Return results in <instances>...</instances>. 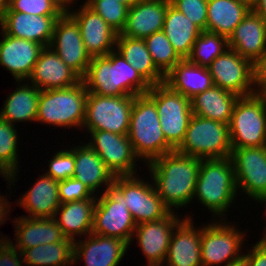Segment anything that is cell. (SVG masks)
Listing matches in <instances>:
<instances>
[{
  "label": "cell",
  "mask_w": 266,
  "mask_h": 266,
  "mask_svg": "<svg viewBox=\"0 0 266 266\" xmlns=\"http://www.w3.org/2000/svg\"><path fill=\"white\" fill-rule=\"evenodd\" d=\"M200 164V158L176 151L147 164L158 195L171 211L186 207L193 200Z\"/></svg>",
  "instance_id": "6da1fadb"
},
{
  "label": "cell",
  "mask_w": 266,
  "mask_h": 266,
  "mask_svg": "<svg viewBox=\"0 0 266 266\" xmlns=\"http://www.w3.org/2000/svg\"><path fill=\"white\" fill-rule=\"evenodd\" d=\"M81 80L88 93L102 96H137L151 88L116 49L106 56L93 57Z\"/></svg>",
  "instance_id": "7a4b0ae2"
},
{
  "label": "cell",
  "mask_w": 266,
  "mask_h": 266,
  "mask_svg": "<svg viewBox=\"0 0 266 266\" xmlns=\"http://www.w3.org/2000/svg\"><path fill=\"white\" fill-rule=\"evenodd\" d=\"M127 136L145 164L175 151L166 141L155 102L147 94L134 97Z\"/></svg>",
  "instance_id": "3957f363"
},
{
  "label": "cell",
  "mask_w": 266,
  "mask_h": 266,
  "mask_svg": "<svg viewBox=\"0 0 266 266\" xmlns=\"http://www.w3.org/2000/svg\"><path fill=\"white\" fill-rule=\"evenodd\" d=\"M237 192L235 172L230 157L201 160L193 200L197 198L199 203L213 212V217L219 216L221 220H225L224 215L238 197Z\"/></svg>",
  "instance_id": "277c9868"
},
{
  "label": "cell",
  "mask_w": 266,
  "mask_h": 266,
  "mask_svg": "<svg viewBox=\"0 0 266 266\" xmlns=\"http://www.w3.org/2000/svg\"><path fill=\"white\" fill-rule=\"evenodd\" d=\"M87 95L82 80L69 88L41 90L35 122L80 129L85 118Z\"/></svg>",
  "instance_id": "5b68a950"
},
{
  "label": "cell",
  "mask_w": 266,
  "mask_h": 266,
  "mask_svg": "<svg viewBox=\"0 0 266 266\" xmlns=\"http://www.w3.org/2000/svg\"><path fill=\"white\" fill-rule=\"evenodd\" d=\"M176 152L203 159H223L232 151L229 124L192 115Z\"/></svg>",
  "instance_id": "8992f818"
},
{
  "label": "cell",
  "mask_w": 266,
  "mask_h": 266,
  "mask_svg": "<svg viewBox=\"0 0 266 266\" xmlns=\"http://www.w3.org/2000/svg\"><path fill=\"white\" fill-rule=\"evenodd\" d=\"M229 131L232 149L266 146V93L238 98Z\"/></svg>",
  "instance_id": "52a82bcc"
},
{
  "label": "cell",
  "mask_w": 266,
  "mask_h": 266,
  "mask_svg": "<svg viewBox=\"0 0 266 266\" xmlns=\"http://www.w3.org/2000/svg\"><path fill=\"white\" fill-rule=\"evenodd\" d=\"M97 196L92 234L117 237L131 245L137 224L124 203L123 192L112 182Z\"/></svg>",
  "instance_id": "ba28073f"
},
{
  "label": "cell",
  "mask_w": 266,
  "mask_h": 266,
  "mask_svg": "<svg viewBox=\"0 0 266 266\" xmlns=\"http://www.w3.org/2000/svg\"><path fill=\"white\" fill-rule=\"evenodd\" d=\"M146 94L155 102L167 143L176 150L184 140L193 115L191 100L164 82L152 85Z\"/></svg>",
  "instance_id": "9c48e42d"
},
{
  "label": "cell",
  "mask_w": 266,
  "mask_h": 266,
  "mask_svg": "<svg viewBox=\"0 0 266 266\" xmlns=\"http://www.w3.org/2000/svg\"><path fill=\"white\" fill-rule=\"evenodd\" d=\"M135 96H102L88 93L83 129L127 135Z\"/></svg>",
  "instance_id": "30bf717a"
},
{
  "label": "cell",
  "mask_w": 266,
  "mask_h": 266,
  "mask_svg": "<svg viewBox=\"0 0 266 266\" xmlns=\"http://www.w3.org/2000/svg\"><path fill=\"white\" fill-rule=\"evenodd\" d=\"M218 220L201 227L202 266H218L224 262V266H229L243 255H240V250L245 240L244 232H240L234 224Z\"/></svg>",
  "instance_id": "8fae6325"
},
{
  "label": "cell",
  "mask_w": 266,
  "mask_h": 266,
  "mask_svg": "<svg viewBox=\"0 0 266 266\" xmlns=\"http://www.w3.org/2000/svg\"><path fill=\"white\" fill-rule=\"evenodd\" d=\"M132 176H115L113 183L123 192L127 205L136 224L165 218L171 210L163 203L154 184ZM150 183V184H149Z\"/></svg>",
  "instance_id": "7c38bea8"
},
{
  "label": "cell",
  "mask_w": 266,
  "mask_h": 266,
  "mask_svg": "<svg viewBox=\"0 0 266 266\" xmlns=\"http://www.w3.org/2000/svg\"><path fill=\"white\" fill-rule=\"evenodd\" d=\"M230 159L238 191L266 205V146L234 148Z\"/></svg>",
  "instance_id": "4fadbf2b"
},
{
  "label": "cell",
  "mask_w": 266,
  "mask_h": 266,
  "mask_svg": "<svg viewBox=\"0 0 266 266\" xmlns=\"http://www.w3.org/2000/svg\"><path fill=\"white\" fill-rule=\"evenodd\" d=\"M214 85L238 97L257 93L254 85L253 63L227 48L209 66Z\"/></svg>",
  "instance_id": "5bb4252c"
},
{
  "label": "cell",
  "mask_w": 266,
  "mask_h": 266,
  "mask_svg": "<svg viewBox=\"0 0 266 266\" xmlns=\"http://www.w3.org/2000/svg\"><path fill=\"white\" fill-rule=\"evenodd\" d=\"M87 144L99 155L107 169L115 176L136 175L139 158L135 155L127 135L109 131H89ZM136 167V168H135Z\"/></svg>",
  "instance_id": "9a60e30c"
},
{
  "label": "cell",
  "mask_w": 266,
  "mask_h": 266,
  "mask_svg": "<svg viewBox=\"0 0 266 266\" xmlns=\"http://www.w3.org/2000/svg\"><path fill=\"white\" fill-rule=\"evenodd\" d=\"M49 47L81 79L85 76L92 58L84 47L78 24L68 13L57 19Z\"/></svg>",
  "instance_id": "2e32d148"
},
{
  "label": "cell",
  "mask_w": 266,
  "mask_h": 266,
  "mask_svg": "<svg viewBox=\"0 0 266 266\" xmlns=\"http://www.w3.org/2000/svg\"><path fill=\"white\" fill-rule=\"evenodd\" d=\"M182 218L171 211L165 218L136 225L134 234L147 264H163L172 233Z\"/></svg>",
  "instance_id": "e0dca14e"
},
{
  "label": "cell",
  "mask_w": 266,
  "mask_h": 266,
  "mask_svg": "<svg viewBox=\"0 0 266 266\" xmlns=\"http://www.w3.org/2000/svg\"><path fill=\"white\" fill-rule=\"evenodd\" d=\"M68 14L78 24L84 47L91 58L106 56L116 49L118 33L85 3L77 11L72 10Z\"/></svg>",
  "instance_id": "ac0fdd59"
},
{
  "label": "cell",
  "mask_w": 266,
  "mask_h": 266,
  "mask_svg": "<svg viewBox=\"0 0 266 266\" xmlns=\"http://www.w3.org/2000/svg\"><path fill=\"white\" fill-rule=\"evenodd\" d=\"M84 239L74 241V264L84 259L85 266H118L130 247L117 237L91 233Z\"/></svg>",
  "instance_id": "d6986e66"
},
{
  "label": "cell",
  "mask_w": 266,
  "mask_h": 266,
  "mask_svg": "<svg viewBox=\"0 0 266 266\" xmlns=\"http://www.w3.org/2000/svg\"><path fill=\"white\" fill-rule=\"evenodd\" d=\"M1 32L0 65L12 74L15 81L27 80L44 46L7 35L2 29Z\"/></svg>",
  "instance_id": "ffe728a7"
},
{
  "label": "cell",
  "mask_w": 266,
  "mask_h": 266,
  "mask_svg": "<svg viewBox=\"0 0 266 266\" xmlns=\"http://www.w3.org/2000/svg\"><path fill=\"white\" fill-rule=\"evenodd\" d=\"M80 81L81 78L49 46L42 49L27 79V82L36 86L40 91L69 88Z\"/></svg>",
  "instance_id": "44dd1931"
},
{
  "label": "cell",
  "mask_w": 266,
  "mask_h": 266,
  "mask_svg": "<svg viewBox=\"0 0 266 266\" xmlns=\"http://www.w3.org/2000/svg\"><path fill=\"white\" fill-rule=\"evenodd\" d=\"M192 220L186 215L174 229L163 263L166 266H202L201 228H195Z\"/></svg>",
  "instance_id": "7402d4cb"
},
{
  "label": "cell",
  "mask_w": 266,
  "mask_h": 266,
  "mask_svg": "<svg viewBox=\"0 0 266 266\" xmlns=\"http://www.w3.org/2000/svg\"><path fill=\"white\" fill-rule=\"evenodd\" d=\"M170 0H137L129 9L121 35L144 39L163 30Z\"/></svg>",
  "instance_id": "603a6c76"
},
{
  "label": "cell",
  "mask_w": 266,
  "mask_h": 266,
  "mask_svg": "<svg viewBox=\"0 0 266 266\" xmlns=\"http://www.w3.org/2000/svg\"><path fill=\"white\" fill-rule=\"evenodd\" d=\"M59 17L5 12L0 27L7 35L47 47L51 43L54 26Z\"/></svg>",
  "instance_id": "cb8c5ba5"
},
{
  "label": "cell",
  "mask_w": 266,
  "mask_h": 266,
  "mask_svg": "<svg viewBox=\"0 0 266 266\" xmlns=\"http://www.w3.org/2000/svg\"><path fill=\"white\" fill-rule=\"evenodd\" d=\"M227 40L228 48L254 64L266 51V21L251 10Z\"/></svg>",
  "instance_id": "d4e9b609"
},
{
  "label": "cell",
  "mask_w": 266,
  "mask_h": 266,
  "mask_svg": "<svg viewBox=\"0 0 266 266\" xmlns=\"http://www.w3.org/2000/svg\"><path fill=\"white\" fill-rule=\"evenodd\" d=\"M12 222L16 229V242L13 245L21 253L25 249L40 244L57 243L65 238L54 218H29L25 215L14 218Z\"/></svg>",
  "instance_id": "484cf974"
},
{
  "label": "cell",
  "mask_w": 266,
  "mask_h": 266,
  "mask_svg": "<svg viewBox=\"0 0 266 266\" xmlns=\"http://www.w3.org/2000/svg\"><path fill=\"white\" fill-rule=\"evenodd\" d=\"M34 185L17 200V205L23 207L29 218H54L60 206L58 181L42 174Z\"/></svg>",
  "instance_id": "4316f807"
},
{
  "label": "cell",
  "mask_w": 266,
  "mask_h": 266,
  "mask_svg": "<svg viewBox=\"0 0 266 266\" xmlns=\"http://www.w3.org/2000/svg\"><path fill=\"white\" fill-rule=\"evenodd\" d=\"M97 195L85 200H76L60 204L54 220L60 226L63 235L73 241L77 236L85 237L92 233L94 208ZM86 234V235H85ZM76 236V237H75Z\"/></svg>",
  "instance_id": "83f0119b"
},
{
  "label": "cell",
  "mask_w": 266,
  "mask_h": 266,
  "mask_svg": "<svg viewBox=\"0 0 266 266\" xmlns=\"http://www.w3.org/2000/svg\"><path fill=\"white\" fill-rule=\"evenodd\" d=\"M164 83L190 100L214 85L208 67L198 66L188 59L179 61L165 76Z\"/></svg>",
  "instance_id": "f1b7e54d"
},
{
  "label": "cell",
  "mask_w": 266,
  "mask_h": 266,
  "mask_svg": "<svg viewBox=\"0 0 266 266\" xmlns=\"http://www.w3.org/2000/svg\"><path fill=\"white\" fill-rule=\"evenodd\" d=\"M74 158L73 178L83 182L94 195L113 182L114 175L88 144L74 147Z\"/></svg>",
  "instance_id": "f546056e"
},
{
  "label": "cell",
  "mask_w": 266,
  "mask_h": 266,
  "mask_svg": "<svg viewBox=\"0 0 266 266\" xmlns=\"http://www.w3.org/2000/svg\"><path fill=\"white\" fill-rule=\"evenodd\" d=\"M238 98L237 95L213 85L191 99L192 114L229 124Z\"/></svg>",
  "instance_id": "4dcf8cb0"
},
{
  "label": "cell",
  "mask_w": 266,
  "mask_h": 266,
  "mask_svg": "<svg viewBox=\"0 0 266 266\" xmlns=\"http://www.w3.org/2000/svg\"><path fill=\"white\" fill-rule=\"evenodd\" d=\"M251 10L239 0H208L206 31L228 39Z\"/></svg>",
  "instance_id": "1f68e13d"
},
{
  "label": "cell",
  "mask_w": 266,
  "mask_h": 266,
  "mask_svg": "<svg viewBox=\"0 0 266 266\" xmlns=\"http://www.w3.org/2000/svg\"><path fill=\"white\" fill-rule=\"evenodd\" d=\"M116 49L151 86L165 81V75L155 66L144 39L125 37L119 33Z\"/></svg>",
  "instance_id": "d6a6232c"
},
{
  "label": "cell",
  "mask_w": 266,
  "mask_h": 266,
  "mask_svg": "<svg viewBox=\"0 0 266 266\" xmlns=\"http://www.w3.org/2000/svg\"><path fill=\"white\" fill-rule=\"evenodd\" d=\"M19 85L10 93L3 103L0 117L11 124L17 122H35L40 90L33 84H25L26 81H16ZM23 82L24 84L20 85Z\"/></svg>",
  "instance_id": "836d02e7"
},
{
  "label": "cell",
  "mask_w": 266,
  "mask_h": 266,
  "mask_svg": "<svg viewBox=\"0 0 266 266\" xmlns=\"http://www.w3.org/2000/svg\"><path fill=\"white\" fill-rule=\"evenodd\" d=\"M177 54L187 59L201 30L171 4L168 6L162 30Z\"/></svg>",
  "instance_id": "e575fe53"
},
{
  "label": "cell",
  "mask_w": 266,
  "mask_h": 266,
  "mask_svg": "<svg viewBox=\"0 0 266 266\" xmlns=\"http://www.w3.org/2000/svg\"><path fill=\"white\" fill-rule=\"evenodd\" d=\"M21 254L27 266H69L74 264V241L65 237L57 243L25 249Z\"/></svg>",
  "instance_id": "d590c367"
},
{
  "label": "cell",
  "mask_w": 266,
  "mask_h": 266,
  "mask_svg": "<svg viewBox=\"0 0 266 266\" xmlns=\"http://www.w3.org/2000/svg\"><path fill=\"white\" fill-rule=\"evenodd\" d=\"M15 125L9 123L0 117V176L5 177L7 184L17 181V173H19V158H18V132Z\"/></svg>",
  "instance_id": "8d00e7d4"
},
{
  "label": "cell",
  "mask_w": 266,
  "mask_h": 266,
  "mask_svg": "<svg viewBox=\"0 0 266 266\" xmlns=\"http://www.w3.org/2000/svg\"><path fill=\"white\" fill-rule=\"evenodd\" d=\"M227 48L226 37L209 31H201L187 59L198 66L208 67Z\"/></svg>",
  "instance_id": "74e56055"
},
{
  "label": "cell",
  "mask_w": 266,
  "mask_h": 266,
  "mask_svg": "<svg viewBox=\"0 0 266 266\" xmlns=\"http://www.w3.org/2000/svg\"><path fill=\"white\" fill-rule=\"evenodd\" d=\"M155 66L166 76L182 60L163 31L144 38Z\"/></svg>",
  "instance_id": "f35d334b"
},
{
  "label": "cell",
  "mask_w": 266,
  "mask_h": 266,
  "mask_svg": "<svg viewBox=\"0 0 266 266\" xmlns=\"http://www.w3.org/2000/svg\"><path fill=\"white\" fill-rule=\"evenodd\" d=\"M85 3L118 34L124 29L129 7L118 0H86Z\"/></svg>",
  "instance_id": "ab89813d"
},
{
  "label": "cell",
  "mask_w": 266,
  "mask_h": 266,
  "mask_svg": "<svg viewBox=\"0 0 266 266\" xmlns=\"http://www.w3.org/2000/svg\"><path fill=\"white\" fill-rule=\"evenodd\" d=\"M6 12L41 16H61L64 13L52 0H9Z\"/></svg>",
  "instance_id": "60d3db41"
},
{
  "label": "cell",
  "mask_w": 266,
  "mask_h": 266,
  "mask_svg": "<svg viewBox=\"0 0 266 266\" xmlns=\"http://www.w3.org/2000/svg\"><path fill=\"white\" fill-rule=\"evenodd\" d=\"M49 161V169L46 171V175L53 177L56 181L73 177L75 167L74 148L56 151Z\"/></svg>",
  "instance_id": "b9f144b4"
},
{
  "label": "cell",
  "mask_w": 266,
  "mask_h": 266,
  "mask_svg": "<svg viewBox=\"0 0 266 266\" xmlns=\"http://www.w3.org/2000/svg\"><path fill=\"white\" fill-rule=\"evenodd\" d=\"M170 3L201 31H206L208 0H170Z\"/></svg>",
  "instance_id": "7bdbcfd3"
},
{
  "label": "cell",
  "mask_w": 266,
  "mask_h": 266,
  "mask_svg": "<svg viewBox=\"0 0 266 266\" xmlns=\"http://www.w3.org/2000/svg\"><path fill=\"white\" fill-rule=\"evenodd\" d=\"M58 194L60 204L76 200H85L94 196L83 182L73 177L58 181Z\"/></svg>",
  "instance_id": "ee69618b"
},
{
  "label": "cell",
  "mask_w": 266,
  "mask_h": 266,
  "mask_svg": "<svg viewBox=\"0 0 266 266\" xmlns=\"http://www.w3.org/2000/svg\"><path fill=\"white\" fill-rule=\"evenodd\" d=\"M13 243L10 240L0 247V266H22L24 264L21 252Z\"/></svg>",
  "instance_id": "f6af8a7d"
},
{
  "label": "cell",
  "mask_w": 266,
  "mask_h": 266,
  "mask_svg": "<svg viewBox=\"0 0 266 266\" xmlns=\"http://www.w3.org/2000/svg\"><path fill=\"white\" fill-rule=\"evenodd\" d=\"M254 86L258 93H266V51L253 64Z\"/></svg>",
  "instance_id": "bcb514c9"
},
{
  "label": "cell",
  "mask_w": 266,
  "mask_h": 266,
  "mask_svg": "<svg viewBox=\"0 0 266 266\" xmlns=\"http://www.w3.org/2000/svg\"><path fill=\"white\" fill-rule=\"evenodd\" d=\"M243 255L249 260L250 266H266V244L261 240Z\"/></svg>",
  "instance_id": "7dc6e473"
},
{
  "label": "cell",
  "mask_w": 266,
  "mask_h": 266,
  "mask_svg": "<svg viewBox=\"0 0 266 266\" xmlns=\"http://www.w3.org/2000/svg\"><path fill=\"white\" fill-rule=\"evenodd\" d=\"M6 196H2L0 194V225L9 219L8 218V214L10 213V206H12V204L10 205V202H8V200L5 198Z\"/></svg>",
  "instance_id": "c3c4849f"
},
{
  "label": "cell",
  "mask_w": 266,
  "mask_h": 266,
  "mask_svg": "<svg viewBox=\"0 0 266 266\" xmlns=\"http://www.w3.org/2000/svg\"><path fill=\"white\" fill-rule=\"evenodd\" d=\"M252 11L266 21V0H258L253 6Z\"/></svg>",
  "instance_id": "681fc988"
},
{
  "label": "cell",
  "mask_w": 266,
  "mask_h": 266,
  "mask_svg": "<svg viewBox=\"0 0 266 266\" xmlns=\"http://www.w3.org/2000/svg\"><path fill=\"white\" fill-rule=\"evenodd\" d=\"M64 13H68L71 11V3L74 4L73 2L75 0H52Z\"/></svg>",
  "instance_id": "f907efd6"
},
{
  "label": "cell",
  "mask_w": 266,
  "mask_h": 266,
  "mask_svg": "<svg viewBox=\"0 0 266 266\" xmlns=\"http://www.w3.org/2000/svg\"><path fill=\"white\" fill-rule=\"evenodd\" d=\"M229 266H250V262L244 255H242L240 258L234 260Z\"/></svg>",
  "instance_id": "816d5d0a"
},
{
  "label": "cell",
  "mask_w": 266,
  "mask_h": 266,
  "mask_svg": "<svg viewBox=\"0 0 266 266\" xmlns=\"http://www.w3.org/2000/svg\"><path fill=\"white\" fill-rule=\"evenodd\" d=\"M9 7V0H0V21Z\"/></svg>",
  "instance_id": "f5cc1de1"
},
{
  "label": "cell",
  "mask_w": 266,
  "mask_h": 266,
  "mask_svg": "<svg viewBox=\"0 0 266 266\" xmlns=\"http://www.w3.org/2000/svg\"><path fill=\"white\" fill-rule=\"evenodd\" d=\"M239 1L242 3H245L246 5H248L252 9L258 0H239Z\"/></svg>",
  "instance_id": "db71d44e"
},
{
  "label": "cell",
  "mask_w": 266,
  "mask_h": 266,
  "mask_svg": "<svg viewBox=\"0 0 266 266\" xmlns=\"http://www.w3.org/2000/svg\"><path fill=\"white\" fill-rule=\"evenodd\" d=\"M118 1L127 5L130 8L137 0H118Z\"/></svg>",
  "instance_id": "11a10c76"
},
{
  "label": "cell",
  "mask_w": 266,
  "mask_h": 266,
  "mask_svg": "<svg viewBox=\"0 0 266 266\" xmlns=\"http://www.w3.org/2000/svg\"><path fill=\"white\" fill-rule=\"evenodd\" d=\"M10 238L8 239V237H4L3 235L0 237V247L5 243V242H9Z\"/></svg>",
  "instance_id": "9f6ffc18"
},
{
  "label": "cell",
  "mask_w": 266,
  "mask_h": 266,
  "mask_svg": "<svg viewBox=\"0 0 266 266\" xmlns=\"http://www.w3.org/2000/svg\"><path fill=\"white\" fill-rule=\"evenodd\" d=\"M266 208V207H265ZM266 229V228H265ZM263 238L261 237V241H263L265 244H266V230H265V233L263 232Z\"/></svg>",
  "instance_id": "6f0895ef"
},
{
  "label": "cell",
  "mask_w": 266,
  "mask_h": 266,
  "mask_svg": "<svg viewBox=\"0 0 266 266\" xmlns=\"http://www.w3.org/2000/svg\"><path fill=\"white\" fill-rule=\"evenodd\" d=\"M147 266H164L163 264H147Z\"/></svg>",
  "instance_id": "680465c9"
}]
</instances>
